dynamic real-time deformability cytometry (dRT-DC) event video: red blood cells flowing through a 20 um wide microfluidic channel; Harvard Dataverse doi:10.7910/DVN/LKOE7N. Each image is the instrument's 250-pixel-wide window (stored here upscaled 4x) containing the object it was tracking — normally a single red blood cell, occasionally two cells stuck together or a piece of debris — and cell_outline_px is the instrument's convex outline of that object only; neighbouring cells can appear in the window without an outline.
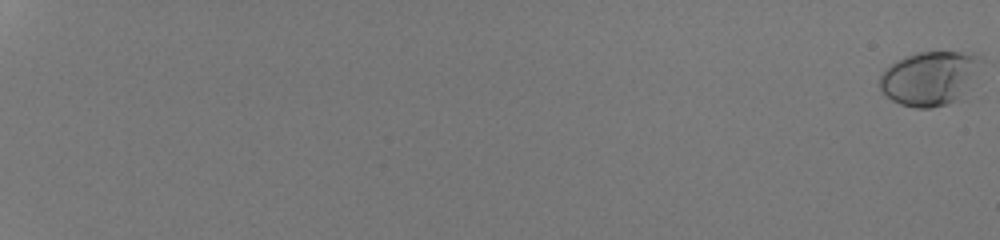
{"species": "human", "species_latin": "Homo sapiens", "temperature_condition": "room temperature", "stored_images_in_passage": 10, "segment_of_instrument_passage": [1, 2], "camera_frame_rate_fps": 3000, "um_per_image_px": 0.085, "donor": {"sex": "male"}, "frame": {"image": 1, "passage_image": 1, "time_ms": 0.0, "image_size_px": [1000, 240], "cell_outline_px": [[984, 60], [956, 100], [948, 104], [928, 108], [916, 108], [900, 104], [892, 100], [880, 88], [880, 72], [884, 68], [896, 60], [904, 56], [916, 52], [972, 52], [980, 56]], "centroid_in_image_um": [78.96, 6.62], "position_along_channel_um": 6.0, "area_um2": 31.62}}